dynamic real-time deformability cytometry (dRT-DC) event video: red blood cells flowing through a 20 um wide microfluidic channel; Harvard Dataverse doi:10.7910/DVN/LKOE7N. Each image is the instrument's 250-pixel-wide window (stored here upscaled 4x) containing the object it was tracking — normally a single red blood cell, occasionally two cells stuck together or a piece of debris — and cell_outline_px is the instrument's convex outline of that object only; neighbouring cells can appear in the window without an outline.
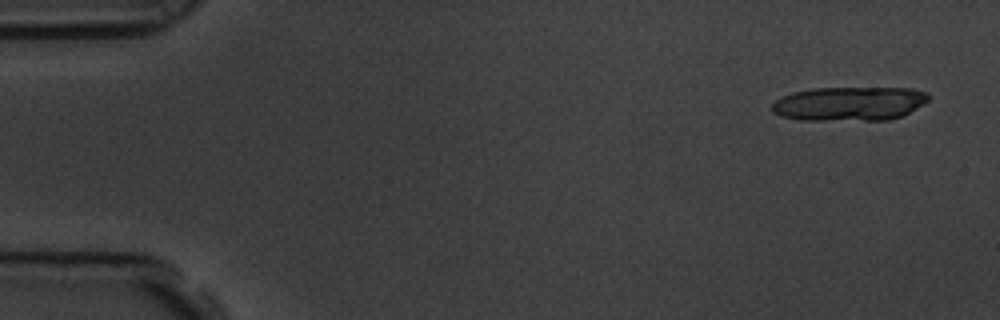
{"species": "common noctule bat (a hibernating species)", "species_latin": "Nyctalus noctula", "temperature_condition": "room temperature", "stored_images_in_passage": 4, "camera_frame_rate_fps": 3000, "um_per_image_px": 0.085, "animal": {"sex": "male", "body_mass_g": 19.5, "forearm_length_mm": 54.6}, "frame": {"image": 1, "passage_image": 1, "time_ms": 0.0, "image_size_px": [1000, 320], "cell_outline_px": [[928, 100], [916, 108], [900, 116], [888, 120], [800, 120], [784, 116], [772, 112], [772, 104], [780, 96], [792, 92], [812, 88], [912, 88], [928, 92]], "centroid_in_image_um": [72.17, 8.8], "position_along_channel_um": 12.8, "area_um2": 31.1}}